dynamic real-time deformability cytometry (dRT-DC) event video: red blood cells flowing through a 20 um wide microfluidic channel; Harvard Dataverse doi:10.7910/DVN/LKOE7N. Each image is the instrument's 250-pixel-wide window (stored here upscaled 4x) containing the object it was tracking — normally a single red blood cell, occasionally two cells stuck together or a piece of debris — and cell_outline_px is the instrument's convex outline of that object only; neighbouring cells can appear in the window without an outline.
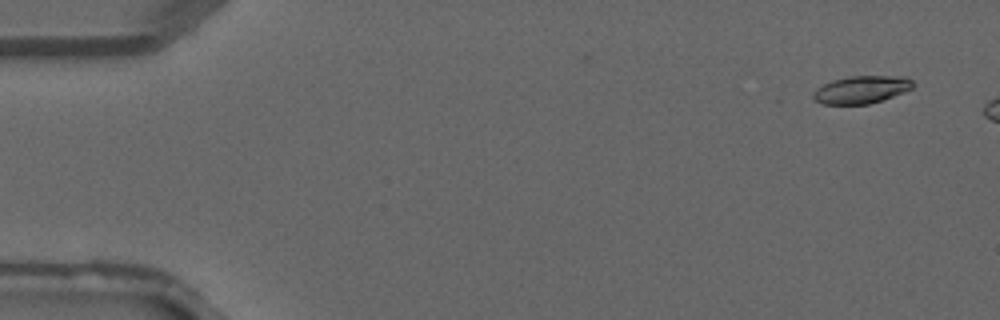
{"species": "common noctule bat (a hibernating species)", "species_latin": "Nyctalus noctula", "temperature_condition": "warm", "stored_images_in_passage": 10, "camera_frame_rate_fps": 3000, "um_per_image_px": 0.085, "animal": {"sex": "male", "forearm_length_mm": 52.5}, "frame": {"image": 1, "passage_image": 3, "time_ms": 0.667, "image_size_px": [1000, 320], "cell_outline_px": [[916, 84], [912, 88], [904, 92], [868, 104], [820, 104], [812, 96], [812, 92], [816, 88], [832, 80], [848, 76], [904, 76], [912, 80]], "centroid_in_image_um": [73.21, 7.61], "position_along_channel_um": 11.8, "area_um2": 16.07}}